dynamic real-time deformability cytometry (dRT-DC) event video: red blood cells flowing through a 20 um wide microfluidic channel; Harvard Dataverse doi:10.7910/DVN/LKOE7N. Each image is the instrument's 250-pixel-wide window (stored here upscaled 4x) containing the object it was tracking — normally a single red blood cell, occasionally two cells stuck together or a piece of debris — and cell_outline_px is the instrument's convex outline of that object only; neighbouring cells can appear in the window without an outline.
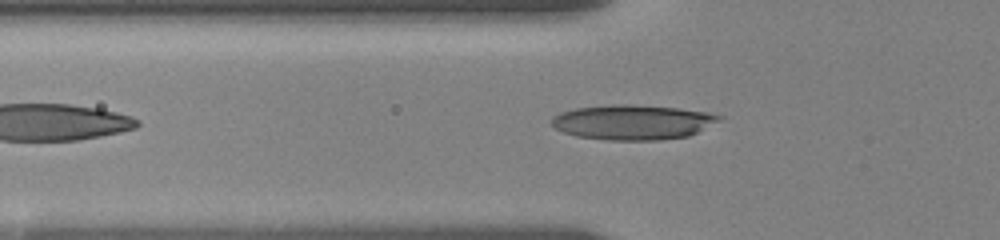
{"species": "human", "species_latin": "Homo sapiens", "temperature_condition": "room temperature", "stored_images_in_passage": 38, "camera_frame_rate_fps": 3000, "um_per_image_px": 0.085, "donor": {"sex": "female"}, "frame": {"image": 1, "passage_image": 2, "time_ms": 0.333, "image_size_px": [1000, 240], "cell_outline_px": [[724, 116], [720, 120], [688, 136], [660, 140], [608, 140], [576, 136], [564, 132], [556, 128], [552, 124], [552, 116], [560, 112], [576, 108], [612, 104], [628, 104], [676, 108], [708, 112]], "centroid_in_image_um": [53.77, 10.38], "position_along_channel_um": 72.0, "area_um2": 33.93}}
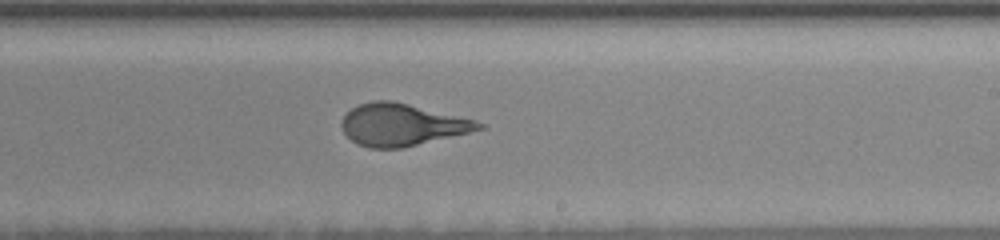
{"frame": {"image": 2, "passage_image": 17, "time_ms": 5.333, "image_size_px": [1000, 240], "cell_outline_px": [[484, 128], [404, 148], [368, 148], [356, 144], [344, 132], [340, 124], [344, 116], [352, 108], [360, 104], [372, 100], [392, 100], [476, 120], [484, 124]], "centroid_in_image_um": [34.13, 10.6], "position_along_channel_um": 254.9, "area_um2": 33.41}}
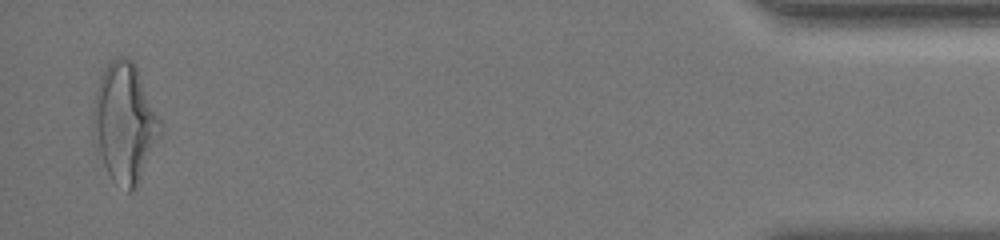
{"frame": {"image": 3, "passage_image": 37, "time_ms": 12.0, "image_size_px": [1000, 240], "cell_outline_px": [[160, 124], [136, 188], [128, 192], [112, 180], [104, 164], [92, 136], [92, 116], [96, 88], [100, 76], [104, 68], [116, 56], [124, 56], [132, 60], [136, 68], [160, 120]], "centroid_in_image_um": [10.5, 10.38], "position_along_channel_um": 424.7, "area_um2": 44.97}, "authors_computed_cell_mechanics": {"area_um2": 33.9286, "velocity_mm_per_s": 3.6528, "shape_relaxation_time_tau1_ms": 5.778, "shape_relaxation_time_tau2_ms": null, "deformation_change_tau1": 0.1875, "deformation_change_tau2": null}}